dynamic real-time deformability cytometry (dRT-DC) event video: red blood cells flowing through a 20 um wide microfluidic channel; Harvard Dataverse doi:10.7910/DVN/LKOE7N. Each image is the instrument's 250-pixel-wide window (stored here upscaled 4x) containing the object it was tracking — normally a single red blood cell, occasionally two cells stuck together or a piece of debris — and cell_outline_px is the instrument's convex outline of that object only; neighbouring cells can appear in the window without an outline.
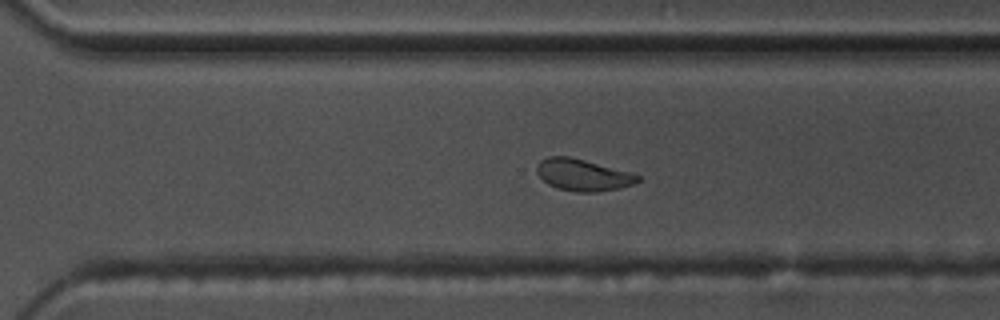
{"species": "common noctule bat (a hibernating species)", "species_latin": "Nyctalus noctula", "temperature_condition": "warm", "stored_images_in_passage": 56, "camera_frame_rate_fps": 3000, "um_per_image_px": 0.085, "animal": {"sex": "male", "body_mass_g": 17.5, "forearm_length_mm": 52.3}, "frame": {"image": 1, "passage_image": 39, "time_ms": 12.667, "image_size_px": [1000, 320], "cell_outline_px": [[640, 180], [632, 184], [620, 188], [596, 192], [576, 192], [560, 188], [548, 184], [536, 172], [536, 168], [540, 160], [548, 156], [568, 156], [632, 172], [640, 176]], "centroid_in_image_um": [49.55, 14.86], "position_along_channel_um": 321.0, "area_um2": 18.55}}
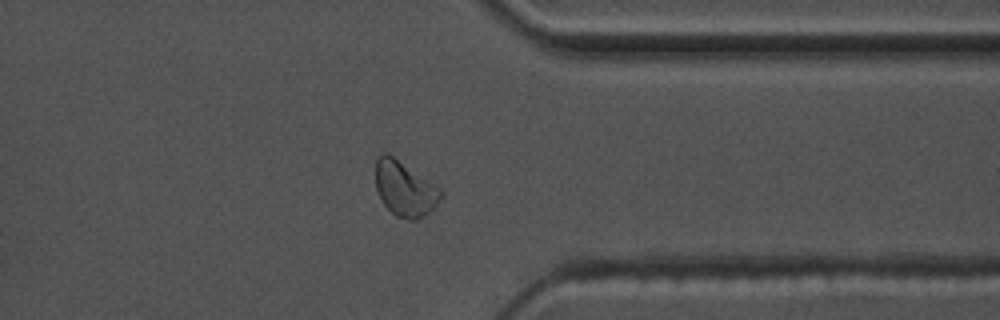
{"frame": {"image": 2, "passage_image": 44, "time_ms": 14.333, "image_size_px": [1000, 320], "cell_outline_px": [[444, 192], [436, 204], [428, 212], [416, 220], [408, 220], [396, 216], [384, 204], [376, 188], [376, 160], [384, 152], [388, 152], [440, 188]], "centroid_in_image_um": [34.39, 16.03], "position_along_channel_um": 377.0, "area_um2": 20.58}}
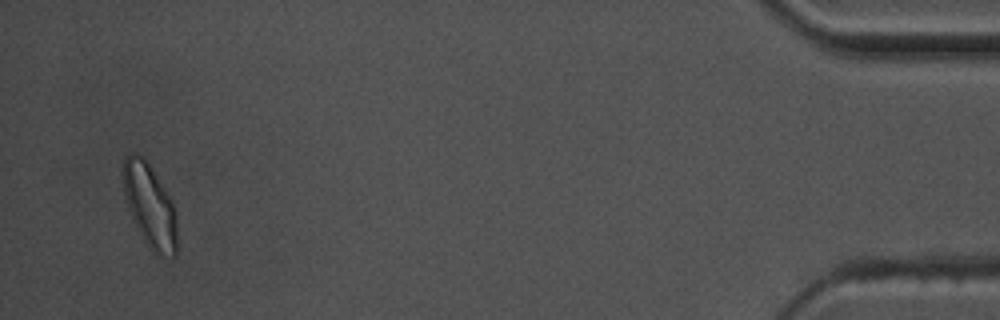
{"frame": {"image": 3, "passage_image": 54, "time_ms": 17.667, "image_size_px": [1000, 320], "cell_outline_px": [[176, 256], [172, 256], [152, 252], [136, 228], [132, 220], [124, 196], [124, 156], [132, 152], [136, 152], [144, 156], [172, 200], [176, 220]], "centroid_in_image_um": [12.72, 17.46], "position_along_channel_um": 422.5, "area_um2": 26.07}, "authors_computed_cell_mechanics": {"area_um2": 19.3052, "velocity_mm_per_s": 3.6475, "shape_relaxation_time_tau1_ms": 5.0464, "shape_relaxation_time_tau2_ms": 1.6946, "deformation_change_tau1": 0.1386, "deformation_change_tau2": 0.0683}}